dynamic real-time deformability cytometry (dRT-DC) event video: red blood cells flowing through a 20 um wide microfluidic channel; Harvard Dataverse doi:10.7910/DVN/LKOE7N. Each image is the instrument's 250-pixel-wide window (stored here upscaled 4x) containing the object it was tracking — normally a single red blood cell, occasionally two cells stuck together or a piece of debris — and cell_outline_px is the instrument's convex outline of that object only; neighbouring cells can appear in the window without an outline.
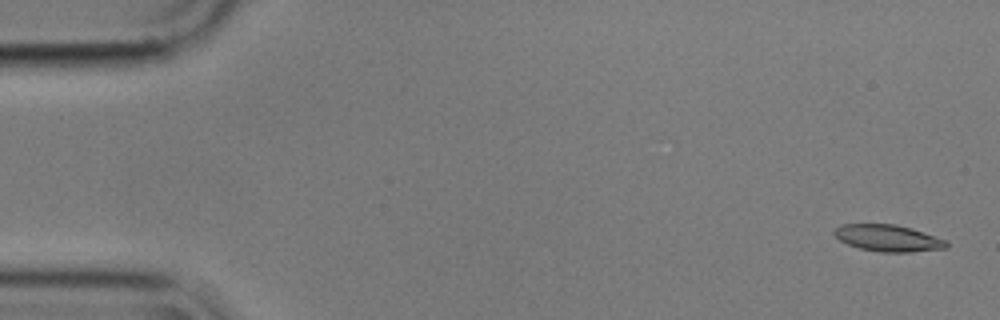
{"species": "common noctule bat (a hibernating species)", "species_latin": "Nyctalus noctula", "temperature_condition": "cold", "stored_images_in_passage": 4, "camera_frame_rate_fps": 3000, "um_per_image_px": 0.085, "animal": {"sex": "male", "body_mass_g": 17.9}, "frame": {"image": 1, "passage_image": 1, "time_ms": 0.0, "image_size_px": [1000, 320], "cell_outline_px": [[948, 248], [912, 252], [880, 252], [860, 248], [848, 244], [840, 240], [832, 232], [840, 224], [896, 224], [912, 228], [948, 240]], "centroid_in_image_um": [75.53, 20.23], "position_along_channel_um": 9.5, "area_um2": 17.57}}
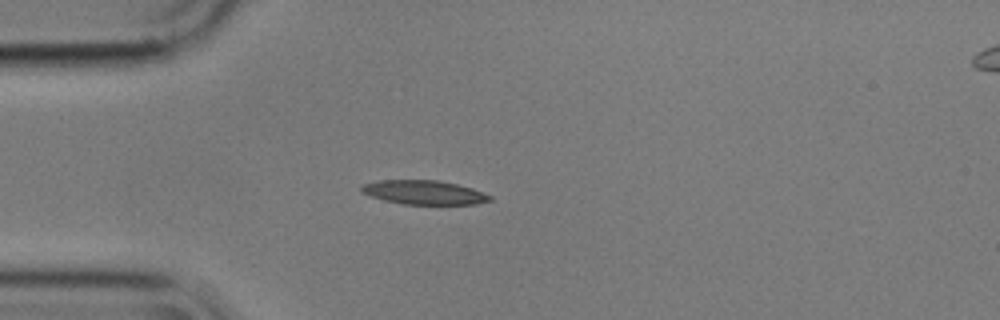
{"frame": {"image": 2, "passage_image": 4, "time_ms": 1.0, "image_size_px": [1000, 320], "cell_outline_px": [[492, 200], [476, 204], [400, 204], [384, 200], [360, 192], [360, 184], [380, 180], [436, 180], [456, 184], [472, 188], [492, 196]], "centroid_in_image_um": [36.01, 16.35], "position_along_channel_um": 49.0, "area_um2": 18.03}}